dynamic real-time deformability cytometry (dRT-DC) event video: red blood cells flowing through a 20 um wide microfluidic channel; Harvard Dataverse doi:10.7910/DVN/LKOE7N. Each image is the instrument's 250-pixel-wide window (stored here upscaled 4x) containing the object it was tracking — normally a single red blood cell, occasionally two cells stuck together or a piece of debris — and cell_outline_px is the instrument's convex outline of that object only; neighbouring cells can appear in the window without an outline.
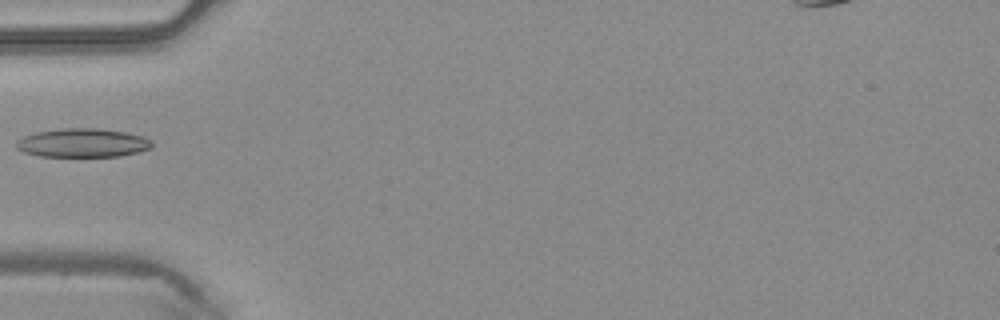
{"species": "common noctule bat (a hibernating species)", "species_latin": "Nyctalus noctula", "temperature_condition": "warm", "stored_images_in_passage": 5, "camera_frame_rate_fps": 3000, "um_per_image_px": 0.085, "animal": {"sex": "male", "body_mass_g": 20.4}, "frame": {"image": 1, "passage_image": 5, "time_ms": 1.333, "image_size_px": [1000, 320], "cell_outline_px": [[152, 144], [148, 148], [136, 152], [120, 156], [40, 156], [24, 152], [16, 148], [16, 140], [24, 136], [36, 132], [60, 128], [100, 128], [124, 132], [140, 136], [148, 140]], "centroid_in_image_um": [6.94, 12.14], "position_along_channel_um": 78.1, "area_um2": 22.43}}